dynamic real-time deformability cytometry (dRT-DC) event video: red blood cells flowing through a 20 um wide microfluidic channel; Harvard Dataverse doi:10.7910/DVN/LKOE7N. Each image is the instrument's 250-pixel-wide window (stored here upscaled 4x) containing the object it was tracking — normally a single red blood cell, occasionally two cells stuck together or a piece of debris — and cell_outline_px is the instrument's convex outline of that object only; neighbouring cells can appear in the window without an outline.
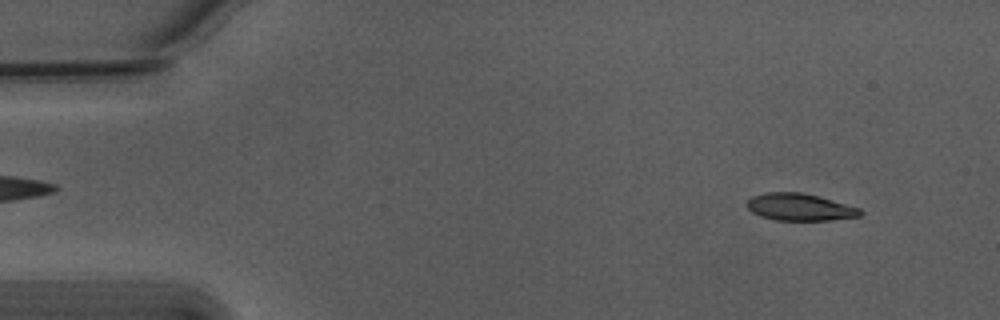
{"species": "Egyptian fruit bat (a non-hibernating species)", "species_latin": "Rousettus aegyptiacus", "temperature_condition": "warm", "stored_images_in_passage": 54, "camera_frame_rate_fps": 3000, "um_per_image_px": 0.085, "animal": {"sex": "male"}, "frame": {"image": 1, "passage_image": 5, "time_ms": 1.333, "image_size_px": [1000, 320], "cell_outline_px": [[864, 212], [860, 216], [828, 220], [776, 220], [760, 216], [752, 212], [744, 204], [752, 196], [764, 192], [800, 192], [816, 196], [860, 208]], "centroid_in_image_um": [67.93, 17.6], "position_along_channel_um": 17.1, "area_um2": 17.8}}
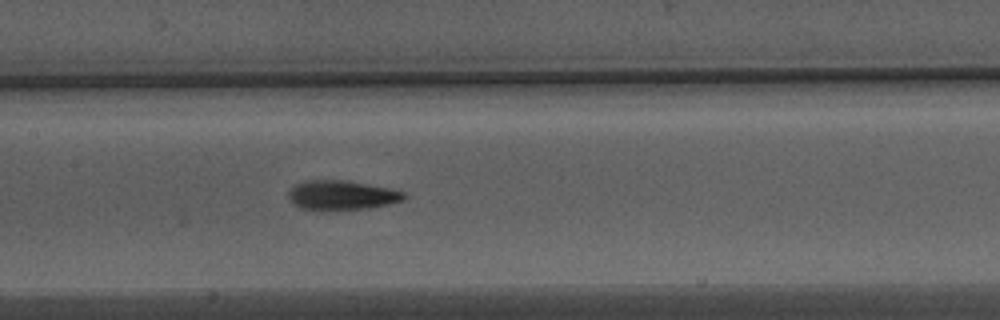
{"frame": {"image": 2, "passage_image": 26, "time_ms": 8.333, "image_size_px": [1000, 320], "cell_outline_px": [[408, 196], [404, 200], [388, 204], [368, 208], [300, 208], [288, 196], [288, 192], [296, 184], [304, 180], [348, 180], [388, 188], [404, 192]], "centroid_in_image_um": [29.09, 16.55], "position_along_channel_um": 178.3, "area_um2": 19.19}}
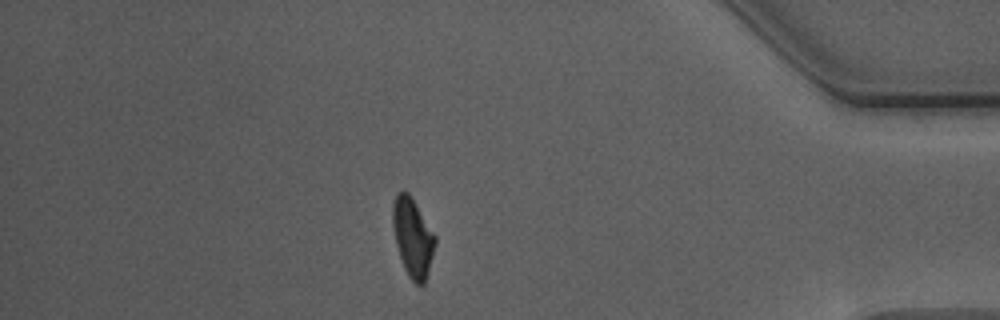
{"frame": {"image": 3, "passage_image": 47, "time_ms": 15.333, "image_size_px": [1000, 320], "cell_outline_px": [[436, 244], [428, 272], [424, 284], [420, 288], [408, 276], [404, 268], [396, 244], [392, 228], [392, 204], [396, 192], [404, 188], [412, 196], [436, 236]], "centroid_in_image_um": [35.07, 20.13], "position_along_channel_um": 400.1, "area_um2": 19.88}, "authors_computed_cell_mechanics": {"area_um2": 19.2185, "velocity_mm_per_s": 3.7643, "shape_relaxation_time_tau1_ms": 3.9187, "shape_relaxation_time_tau2_ms": 3.421, "deformation_change_tau1": 0.1781, "deformation_change_tau2": 0.0826}}